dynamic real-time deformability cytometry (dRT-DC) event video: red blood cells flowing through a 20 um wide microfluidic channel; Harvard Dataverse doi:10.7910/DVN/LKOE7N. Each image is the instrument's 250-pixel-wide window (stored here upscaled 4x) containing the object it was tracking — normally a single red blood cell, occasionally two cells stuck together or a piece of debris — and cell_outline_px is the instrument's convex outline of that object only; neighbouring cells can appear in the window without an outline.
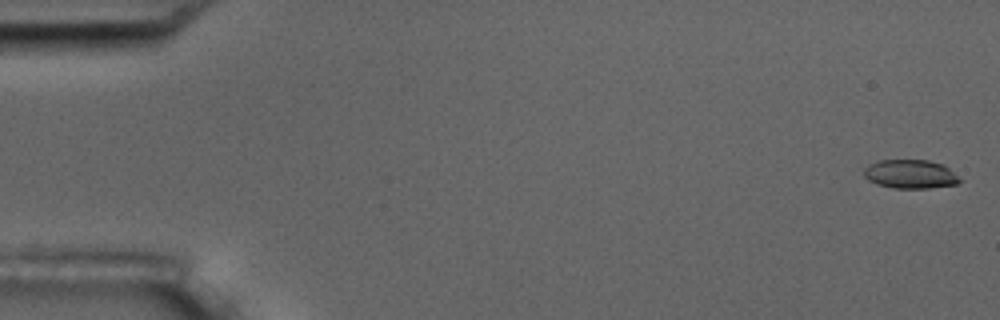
{"species": "common noctule bat (a hibernating species)", "species_latin": "Nyctalus noctula", "temperature_condition": "room temperature", "stored_images_in_passage": 5, "camera_frame_rate_fps": 3000, "um_per_image_px": 0.085, "animal": {"sex": "male", "body_mass_g": 17.5, "forearm_length_mm": 52.3}, "frame": {"image": 1, "passage_image": 1, "time_ms": 0.0, "image_size_px": [1000, 320], "cell_outline_px": [[964, 180], [956, 184], [928, 188], [892, 188], [876, 184], [868, 180], [864, 176], [864, 168], [868, 164], [876, 160], [928, 160], [944, 164]], "centroid_in_image_um": [77.39, 14.79], "position_along_channel_um": 7.6, "area_um2": 16.36}}
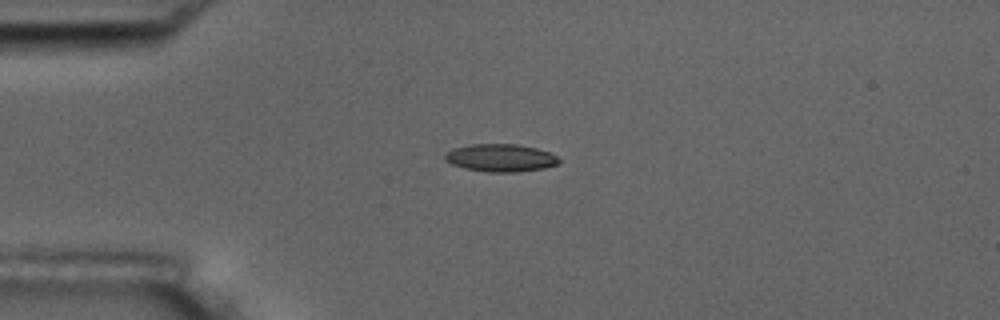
{"frame": {"image": 2, "passage_image": 4, "time_ms": 4.333, "image_size_px": [1000, 320], "cell_outline_px": [[560, 160], [556, 164], [544, 168], [516, 172], [488, 172], [464, 168], [452, 164], [444, 160], [444, 152], [452, 148], [472, 144], [516, 144], [536, 148], [548, 152], [556, 156]], "centroid_in_image_um": [42.49, 13.41], "position_along_channel_um": 42.5, "area_um2": 18.38}}